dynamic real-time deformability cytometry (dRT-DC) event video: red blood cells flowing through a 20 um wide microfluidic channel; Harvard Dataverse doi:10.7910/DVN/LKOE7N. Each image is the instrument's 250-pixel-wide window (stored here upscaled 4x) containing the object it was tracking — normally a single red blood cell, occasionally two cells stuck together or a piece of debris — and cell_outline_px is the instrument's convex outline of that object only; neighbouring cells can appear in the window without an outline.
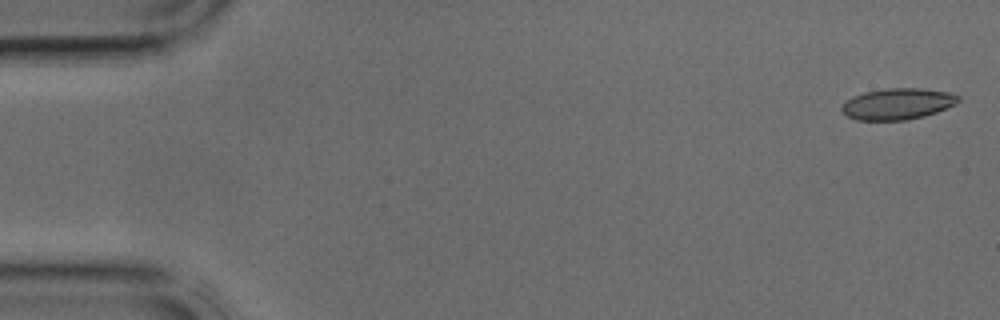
{"species": "common noctule bat (a hibernating species)", "species_latin": "Nyctalus noctula", "temperature_condition": "cold", "stored_images_in_passage": 39, "camera_frame_rate_fps": 3000, "um_per_image_px": 0.085, "animal": {"sex": "male", "body_mass_g": 17.9, "forearm_length_mm": 54.2}, "frame": {"image": 1, "passage_image": 1, "time_ms": 0.0, "image_size_px": [1000, 320], "cell_outline_px": [[960, 100], [956, 104], [936, 112], [924, 116], [904, 120], [856, 120], [848, 116], [840, 108], [852, 96], [864, 92], [888, 88], [924, 88], [948, 92], [960, 96]], "centroid_in_image_um": [76.32, 8.82], "position_along_channel_um": 8.7, "area_um2": 21.15}}
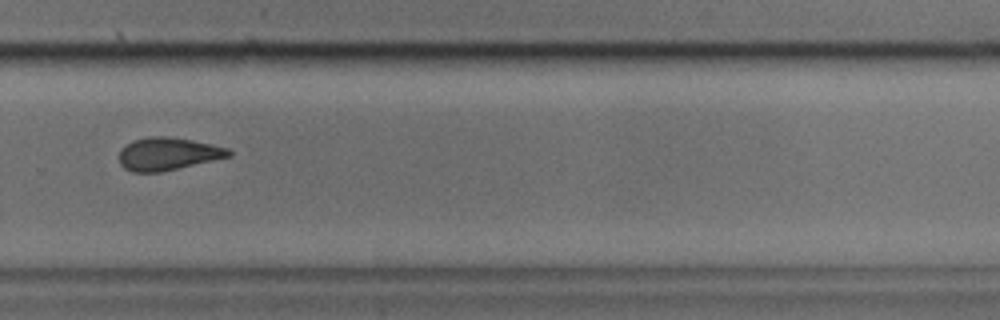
{"frame": {"image": 2, "passage_image": 27, "time_ms": 8.667, "image_size_px": [1000, 320], "cell_outline_px": [[232, 156], [160, 172], [132, 172], [124, 168], [120, 164], [120, 148], [136, 140], [148, 136], [164, 136], [192, 140], [212, 144], [228, 148], [232, 152]], "centroid_in_image_um": [14.28, 13.08], "position_along_channel_um": 315.5, "area_um2": 20.75}}
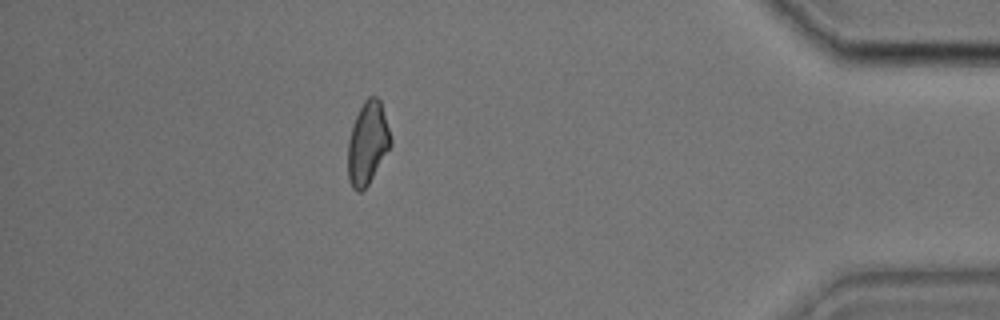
{"frame": {"image": 3, "passage_image": 35, "time_ms": 11.333, "image_size_px": [1000, 320], "cell_outline_px": [[392, 144], [368, 184], [360, 192], [356, 192], [352, 188], [348, 180], [348, 140], [356, 116], [364, 100], [368, 96], [376, 96], [380, 100], [392, 140]], "centroid_in_image_um": [31.24, 12.17], "position_along_channel_um": 404.0, "area_um2": 20.4}}